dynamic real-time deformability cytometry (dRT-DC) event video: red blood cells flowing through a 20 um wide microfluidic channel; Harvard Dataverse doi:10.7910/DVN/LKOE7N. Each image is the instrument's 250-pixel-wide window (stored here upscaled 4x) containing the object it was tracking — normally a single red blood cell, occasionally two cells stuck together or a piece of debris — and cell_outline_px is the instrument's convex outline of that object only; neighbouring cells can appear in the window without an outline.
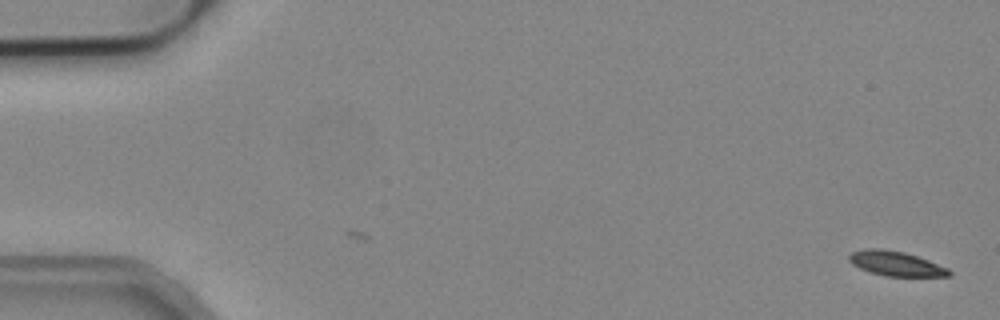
{"species": "common noctule bat (a hibernating species)", "species_latin": "Nyctalus noctula", "temperature_condition": "cold", "stored_images_in_passage": 2, "camera_frame_rate_fps": 3000, "um_per_image_px": 0.085, "animal": {"sex": "male", "body_mass_g": 19.2, "forearm_length_mm": 51.8}, "frame": {"image": 1, "passage_image": 2, "time_ms": 0.333, "image_size_px": [1000, 320], "cell_outline_px": [[952, 276], [884, 276], [860, 268], [852, 264], [848, 260], [848, 256], [852, 252], [868, 248], [880, 248], [904, 252], [928, 260], [948, 268], [952, 272]], "centroid_in_image_um": [76.15, 22.4], "position_along_channel_um": 8.8, "area_um2": 14.28}}